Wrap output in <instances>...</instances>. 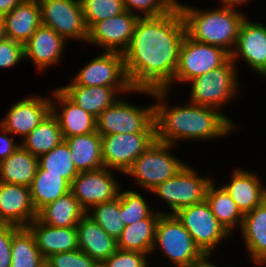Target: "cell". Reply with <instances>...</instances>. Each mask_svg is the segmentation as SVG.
Returning <instances> with one entry per match:
<instances>
[{"instance_id":"1","label":"cell","mask_w":266,"mask_h":267,"mask_svg":"<svg viewBox=\"0 0 266 267\" xmlns=\"http://www.w3.org/2000/svg\"><path fill=\"white\" fill-rule=\"evenodd\" d=\"M186 25L176 4L158 17H139L128 48L125 70L133 89L172 91Z\"/></svg>"},{"instance_id":"2","label":"cell","mask_w":266,"mask_h":267,"mask_svg":"<svg viewBox=\"0 0 266 267\" xmlns=\"http://www.w3.org/2000/svg\"><path fill=\"white\" fill-rule=\"evenodd\" d=\"M171 91L167 89L148 90L146 95L154 103L155 140L175 146L181 142L214 141L223 139L238 131L240 126L225 113L208 106L184 101L177 105L168 104ZM170 95V97H169ZM238 128V129H237Z\"/></svg>"},{"instance_id":"3","label":"cell","mask_w":266,"mask_h":267,"mask_svg":"<svg viewBox=\"0 0 266 267\" xmlns=\"http://www.w3.org/2000/svg\"><path fill=\"white\" fill-rule=\"evenodd\" d=\"M183 15L186 34L193 40L222 47L230 54L235 48L239 29L246 18L243 11L228 7L199 8L177 0Z\"/></svg>"},{"instance_id":"4","label":"cell","mask_w":266,"mask_h":267,"mask_svg":"<svg viewBox=\"0 0 266 267\" xmlns=\"http://www.w3.org/2000/svg\"><path fill=\"white\" fill-rule=\"evenodd\" d=\"M156 249L174 267H200L207 260L175 214H160L151 255Z\"/></svg>"},{"instance_id":"5","label":"cell","mask_w":266,"mask_h":267,"mask_svg":"<svg viewBox=\"0 0 266 267\" xmlns=\"http://www.w3.org/2000/svg\"><path fill=\"white\" fill-rule=\"evenodd\" d=\"M238 69L230 58L219 68L191 79L187 82L190 84L188 101L196 105L212 107L224 113L226 105L239 97V93L243 90L238 78L241 76L238 74Z\"/></svg>"},{"instance_id":"6","label":"cell","mask_w":266,"mask_h":267,"mask_svg":"<svg viewBox=\"0 0 266 267\" xmlns=\"http://www.w3.org/2000/svg\"><path fill=\"white\" fill-rule=\"evenodd\" d=\"M175 145L154 140L133 162L125 176L133 177V183L143 191L151 192L157 185L176 175L187 162L172 153Z\"/></svg>"},{"instance_id":"7","label":"cell","mask_w":266,"mask_h":267,"mask_svg":"<svg viewBox=\"0 0 266 267\" xmlns=\"http://www.w3.org/2000/svg\"><path fill=\"white\" fill-rule=\"evenodd\" d=\"M189 162L172 178L157 185L151 194L158 196L170 210L160 211L161 214H175L180 209L205 200L206 190L213 180L212 176H202Z\"/></svg>"},{"instance_id":"8","label":"cell","mask_w":266,"mask_h":267,"mask_svg":"<svg viewBox=\"0 0 266 267\" xmlns=\"http://www.w3.org/2000/svg\"><path fill=\"white\" fill-rule=\"evenodd\" d=\"M123 96L96 118V131L100 135L155 133L154 102L141 107L125 101Z\"/></svg>"},{"instance_id":"9","label":"cell","mask_w":266,"mask_h":267,"mask_svg":"<svg viewBox=\"0 0 266 267\" xmlns=\"http://www.w3.org/2000/svg\"><path fill=\"white\" fill-rule=\"evenodd\" d=\"M175 215L207 258H214L216 248L220 249V243L223 244L224 240L227 241L226 239L231 237L216 219L206 200L182 208Z\"/></svg>"},{"instance_id":"10","label":"cell","mask_w":266,"mask_h":267,"mask_svg":"<svg viewBox=\"0 0 266 267\" xmlns=\"http://www.w3.org/2000/svg\"><path fill=\"white\" fill-rule=\"evenodd\" d=\"M230 58L231 54L222 47L197 42L186 34L179 49L173 84H187L191 79L219 68Z\"/></svg>"},{"instance_id":"11","label":"cell","mask_w":266,"mask_h":267,"mask_svg":"<svg viewBox=\"0 0 266 267\" xmlns=\"http://www.w3.org/2000/svg\"><path fill=\"white\" fill-rule=\"evenodd\" d=\"M41 23L53 29L67 42L86 44L88 29L84 22L81 0H38Z\"/></svg>"},{"instance_id":"12","label":"cell","mask_w":266,"mask_h":267,"mask_svg":"<svg viewBox=\"0 0 266 267\" xmlns=\"http://www.w3.org/2000/svg\"><path fill=\"white\" fill-rule=\"evenodd\" d=\"M87 62L75 72L73 77H70L75 85L131 87L125 70L123 53L102 51Z\"/></svg>"},{"instance_id":"13","label":"cell","mask_w":266,"mask_h":267,"mask_svg":"<svg viewBox=\"0 0 266 267\" xmlns=\"http://www.w3.org/2000/svg\"><path fill=\"white\" fill-rule=\"evenodd\" d=\"M116 172L122 174L106 167L81 172L72 180L70 192L87 212L99 203L108 202L118 197L122 184L118 182L115 176Z\"/></svg>"},{"instance_id":"14","label":"cell","mask_w":266,"mask_h":267,"mask_svg":"<svg viewBox=\"0 0 266 267\" xmlns=\"http://www.w3.org/2000/svg\"><path fill=\"white\" fill-rule=\"evenodd\" d=\"M155 140V133L101 135L103 166L122 174Z\"/></svg>"},{"instance_id":"15","label":"cell","mask_w":266,"mask_h":267,"mask_svg":"<svg viewBox=\"0 0 266 267\" xmlns=\"http://www.w3.org/2000/svg\"><path fill=\"white\" fill-rule=\"evenodd\" d=\"M231 59L236 66H239L237 63L242 59L255 75L257 74L261 80H266V24L249 20L246 16L240 26Z\"/></svg>"},{"instance_id":"16","label":"cell","mask_w":266,"mask_h":267,"mask_svg":"<svg viewBox=\"0 0 266 267\" xmlns=\"http://www.w3.org/2000/svg\"><path fill=\"white\" fill-rule=\"evenodd\" d=\"M139 16L127 10L96 22L89 30L86 44L101 51L123 53L129 46Z\"/></svg>"},{"instance_id":"17","label":"cell","mask_w":266,"mask_h":267,"mask_svg":"<svg viewBox=\"0 0 266 267\" xmlns=\"http://www.w3.org/2000/svg\"><path fill=\"white\" fill-rule=\"evenodd\" d=\"M51 112V95L21 98L11 105L0 124L14 137L23 140Z\"/></svg>"},{"instance_id":"18","label":"cell","mask_w":266,"mask_h":267,"mask_svg":"<svg viewBox=\"0 0 266 267\" xmlns=\"http://www.w3.org/2000/svg\"><path fill=\"white\" fill-rule=\"evenodd\" d=\"M75 105L97 118L109 106L113 105L122 94H146V89L132 87H87L77 86L71 80L58 87Z\"/></svg>"},{"instance_id":"19","label":"cell","mask_w":266,"mask_h":267,"mask_svg":"<svg viewBox=\"0 0 266 267\" xmlns=\"http://www.w3.org/2000/svg\"><path fill=\"white\" fill-rule=\"evenodd\" d=\"M67 41L53 29L40 25L31 38L23 45L24 62L30 61L36 71H46L63 63ZM64 55V56H63ZM54 65V66H53Z\"/></svg>"},{"instance_id":"20","label":"cell","mask_w":266,"mask_h":267,"mask_svg":"<svg viewBox=\"0 0 266 267\" xmlns=\"http://www.w3.org/2000/svg\"><path fill=\"white\" fill-rule=\"evenodd\" d=\"M36 218L37 212L31 202L30 188L0 182V224L27 228Z\"/></svg>"},{"instance_id":"21","label":"cell","mask_w":266,"mask_h":267,"mask_svg":"<svg viewBox=\"0 0 266 267\" xmlns=\"http://www.w3.org/2000/svg\"><path fill=\"white\" fill-rule=\"evenodd\" d=\"M51 91V112L56 116L64 138L96 131L95 117L75 105L58 87Z\"/></svg>"},{"instance_id":"22","label":"cell","mask_w":266,"mask_h":267,"mask_svg":"<svg viewBox=\"0 0 266 267\" xmlns=\"http://www.w3.org/2000/svg\"><path fill=\"white\" fill-rule=\"evenodd\" d=\"M262 183L261 177L256 172L236 167L232 169L229 182H225L221 186L244 215L266 199V185Z\"/></svg>"},{"instance_id":"23","label":"cell","mask_w":266,"mask_h":267,"mask_svg":"<svg viewBox=\"0 0 266 267\" xmlns=\"http://www.w3.org/2000/svg\"><path fill=\"white\" fill-rule=\"evenodd\" d=\"M239 232L249 261L257 267H266V199L244 214Z\"/></svg>"},{"instance_id":"24","label":"cell","mask_w":266,"mask_h":267,"mask_svg":"<svg viewBox=\"0 0 266 267\" xmlns=\"http://www.w3.org/2000/svg\"><path fill=\"white\" fill-rule=\"evenodd\" d=\"M78 249L101 264L117 251V240L109 236L90 216L85 214L75 226Z\"/></svg>"},{"instance_id":"25","label":"cell","mask_w":266,"mask_h":267,"mask_svg":"<svg viewBox=\"0 0 266 267\" xmlns=\"http://www.w3.org/2000/svg\"><path fill=\"white\" fill-rule=\"evenodd\" d=\"M27 228L34 235L44 259L57 253L78 249L76 227H53L34 219Z\"/></svg>"},{"instance_id":"26","label":"cell","mask_w":266,"mask_h":267,"mask_svg":"<svg viewBox=\"0 0 266 267\" xmlns=\"http://www.w3.org/2000/svg\"><path fill=\"white\" fill-rule=\"evenodd\" d=\"M6 37L24 45L42 24L38 0H24L4 16Z\"/></svg>"},{"instance_id":"27","label":"cell","mask_w":266,"mask_h":267,"mask_svg":"<svg viewBox=\"0 0 266 267\" xmlns=\"http://www.w3.org/2000/svg\"><path fill=\"white\" fill-rule=\"evenodd\" d=\"M71 151V158L79 173L100 169L102 161L101 135L91 132L64 138Z\"/></svg>"},{"instance_id":"28","label":"cell","mask_w":266,"mask_h":267,"mask_svg":"<svg viewBox=\"0 0 266 267\" xmlns=\"http://www.w3.org/2000/svg\"><path fill=\"white\" fill-rule=\"evenodd\" d=\"M161 212L155 210L148 218L125 226L117 239V248L132 252H143L151 257L156 225Z\"/></svg>"},{"instance_id":"29","label":"cell","mask_w":266,"mask_h":267,"mask_svg":"<svg viewBox=\"0 0 266 267\" xmlns=\"http://www.w3.org/2000/svg\"><path fill=\"white\" fill-rule=\"evenodd\" d=\"M215 182V178L209 183L206 190L205 200L219 223L232 236L240 229L244 215L238 209L235 201L225 189Z\"/></svg>"},{"instance_id":"30","label":"cell","mask_w":266,"mask_h":267,"mask_svg":"<svg viewBox=\"0 0 266 267\" xmlns=\"http://www.w3.org/2000/svg\"><path fill=\"white\" fill-rule=\"evenodd\" d=\"M85 214L86 211L69 191L42 207L37 212V219L53 227H75Z\"/></svg>"},{"instance_id":"31","label":"cell","mask_w":266,"mask_h":267,"mask_svg":"<svg viewBox=\"0 0 266 267\" xmlns=\"http://www.w3.org/2000/svg\"><path fill=\"white\" fill-rule=\"evenodd\" d=\"M38 168V158L22 146L0 162V182L30 187Z\"/></svg>"},{"instance_id":"32","label":"cell","mask_w":266,"mask_h":267,"mask_svg":"<svg viewBox=\"0 0 266 267\" xmlns=\"http://www.w3.org/2000/svg\"><path fill=\"white\" fill-rule=\"evenodd\" d=\"M31 202L38 212L70 191V184L59 174L47 173L39 165L30 185Z\"/></svg>"},{"instance_id":"33","label":"cell","mask_w":266,"mask_h":267,"mask_svg":"<svg viewBox=\"0 0 266 267\" xmlns=\"http://www.w3.org/2000/svg\"><path fill=\"white\" fill-rule=\"evenodd\" d=\"M64 140L56 116L50 112L23 140L21 146L35 157L51 151Z\"/></svg>"},{"instance_id":"34","label":"cell","mask_w":266,"mask_h":267,"mask_svg":"<svg viewBox=\"0 0 266 267\" xmlns=\"http://www.w3.org/2000/svg\"><path fill=\"white\" fill-rule=\"evenodd\" d=\"M45 263L28 228H20L12 237L10 267H41Z\"/></svg>"},{"instance_id":"35","label":"cell","mask_w":266,"mask_h":267,"mask_svg":"<svg viewBox=\"0 0 266 267\" xmlns=\"http://www.w3.org/2000/svg\"><path fill=\"white\" fill-rule=\"evenodd\" d=\"M38 165L47 173L59 174L69 184L79 174L71 158V151L63 140L51 151L38 158Z\"/></svg>"},{"instance_id":"36","label":"cell","mask_w":266,"mask_h":267,"mask_svg":"<svg viewBox=\"0 0 266 267\" xmlns=\"http://www.w3.org/2000/svg\"><path fill=\"white\" fill-rule=\"evenodd\" d=\"M99 226L116 240L125 228L120 216V196L114 200L99 203L86 212Z\"/></svg>"},{"instance_id":"37","label":"cell","mask_w":266,"mask_h":267,"mask_svg":"<svg viewBox=\"0 0 266 267\" xmlns=\"http://www.w3.org/2000/svg\"><path fill=\"white\" fill-rule=\"evenodd\" d=\"M119 191L120 196V216L124 225H131L138 220L148 218L155 210L150 206L141 192L132 189H123Z\"/></svg>"},{"instance_id":"38","label":"cell","mask_w":266,"mask_h":267,"mask_svg":"<svg viewBox=\"0 0 266 267\" xmlns=\"http://www.w3.org/2000/svg\"><path fill=\"white\" fill-rule=\"evenodd\" d=\"M84 22L89 30L96 22L125 11L123 0H81Z\"/></svg>"},{"instance_id":"39","label":"cell","mask_w":266,"mask_h":267,"mask_svg":"<svg viewBox=\"0 0 266 267\" xmlns=\"http://www.w3.org/2000/svg\"><path fill=\"white\" fill-rule=\"evenodd\" d=\"M125 10L139 17H158L169 12L177 0H123Z\"/></svg>"},{"instance_id":"40","label":"cell","mask_w":266,"mask_h":267,"mask_svg":"<svg viewBox=\"0 0 266 267\" xmlns=\"http://www.w3.org/2000/svg\"><path fill=\"white\" fill-rule=\"evenodd\" d=\"M49 267H100V264L79 249L57 253L45 259Z\"/></svg>"},{"instance_id":"41","label":"cell","mask_w":266,"mask_h":267,"mask_svg":"<svg viewBox=\"0 0 266 267\" xmlns=\"http://www.w3.org/2000/svg\"><path fill=\"white\" fill-rule=\"evenodd\" d=\"M149 261L150 256L143 252L117 249L100 264V267H150Z\"/></svg>"},{"instance_id":"42","label":"cell","mask_w":266,"mask_h":267,"mask_svg":"<svg viewBox=\"0 0 266 267\" xmlns=\"http://www.w3.org/2000/svg\"><path fill=\"white\" fill-rule=\"evenodd\" d=\"M22 61H24V51L21 43L7 37L0 41L1 69H11Z\"/></svg>"},{"instance_id":"43","label":"cell","mask_w":266,"mask_h":267,"mask_svg":"<svg viewBox=\"0 0 266 267\" xmlns=\"http://www.w3.org/2000/svg\"><path fill=\"white\" fill-rule=\"evenodd\" d=\"M20 228L10 224H0V267L11 265V242Z\"/></svg>"},{"instance_id":"44","label":"cell","mask_w":266,"mask_h":267,"mask_svg":"<svg viewBox=\"0 0 266 267\" xmlns=\"http://www.w3.org/2000/svg\"><path fill=\"white\" fill-rule=\"evenodd\" d=\"M15 139L16 137L0 124V162L7 159L18 147L21 146V143L19 142L20 140L16 142Z\"/></svg>"},{"instance_id":"45","label":"cell","mask_w":266,"mask_h":267,"mask_svg":"<svg viewBox=\"0 0 266 267\" xmlns=\"http://www.w3.org/2000/svg\"><path fill=\"white\" fill-rule=\"evenodd\" d=\"M24 0H0V15L5 16Z\"/></svg>"},{"instance_id":"46","label":"cell","mask_w":266,"mask_h":267,"mask_svg":"<svg viewBox=\"0 0 266 267\" xmlns=\"http://www.w3.org/2000/svg\"><path fill=\"white\" fill-rule=\"evenodd\" d=\"M219 6H222V7H228V8H231V9H236V10H239V11H242L240 10V6H244L245 4L247 5L250 1L252 0H219Z\"/></svg>"},{"instance_id":"47","label":"cell","mask_w":266,"mask_h":267,"mask_svg":"<svg viewBox=\"0 0 266 267\" xmlns=\"http://www.w3.org/2000/svg\"><path fill=\"white\" fill-rule=\"evenodd\" d=\"M6 38L4 17L0 15V41Z\"/></svg>"},{"instance_id":"48","label":"cell","mask_w":266,"mask_h":267,"mask_svg":"<svg viewBox=\"0 0 266 267\" xmlns=\"http://www.w3.org/2000/svg\"><path fill=\"white\" fill-rule=\"evenodd\" d=\"M214 258H207L206 262H205V266L206 267H220V265H216V263L214 262Z\"/></svg>"},{"instance_id":"49","label":"cell","mask_w":266,"mask_h":267,"mask_svg":"<svg viewBox=\"0 0 266 267\" xmlns=\"http://www.w3.org/2000/svg\"><path fill=\"white\" fill-rule=\"evenodd\" d=\"M41 267H49L46 263H44Z\"/></svg>"}]
</instances>
